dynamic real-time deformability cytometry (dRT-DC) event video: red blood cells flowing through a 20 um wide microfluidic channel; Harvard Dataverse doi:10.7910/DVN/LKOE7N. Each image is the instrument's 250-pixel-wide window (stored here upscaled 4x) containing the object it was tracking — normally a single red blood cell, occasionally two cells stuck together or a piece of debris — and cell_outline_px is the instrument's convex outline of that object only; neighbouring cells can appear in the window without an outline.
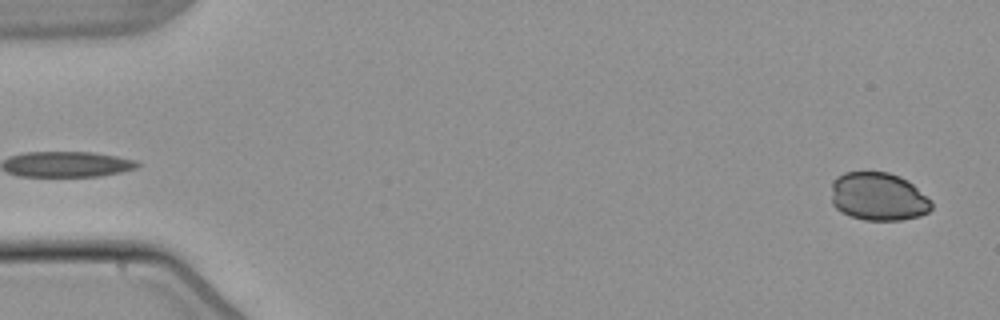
{"species": "common noctule bat (a hibernating species)", "species_latin": "Nyctalus noctula", "temperature_condition": "warm", "stored_images_in_passage": 53, "camera_frame_rate_fps": 3000, "um_per_image_px": 0.085, "animal": {"sex": "male", "body_mass_g": 21.5, "forearm_length_mm": 52.0}, "frame": {"image": 1, "passage_image": 2, "time_ms": 0.333, "image_size_px": [1000, 320], "cell_outline_px": [[932, 208], [928, 212], [920, 216], [900, 220], [864, 220], [852, 216], [836, 208], [832, 204], [832, 180], [836, 176], [844, 172], [888, 172], [900, 176], [908, 180], [932, 200]], "centroid_in_image_um": [74.67, 16.7], "position_along_channel_um": 10.3, "area_um2": 28.32}}
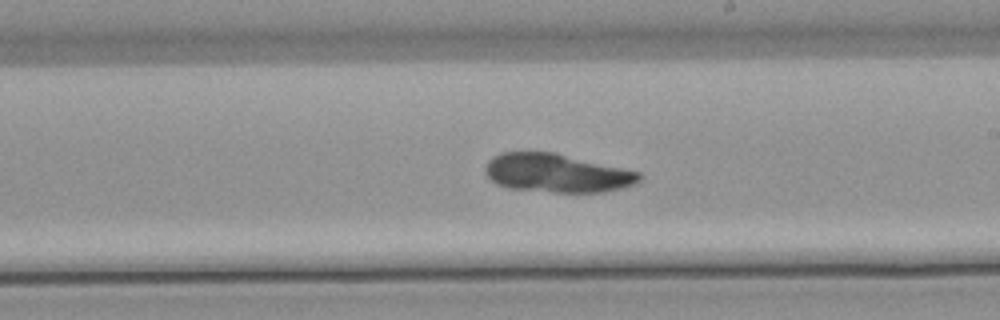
{"frame": {"image": 2, "passage_image": 31, "time_ms": 10.0, "image_size_px": [1000, 320], "cell_outline_px": [[644, 176], [636, 184], [604, 192], [552, 192], [508, 188], [496, 184], [484, 172], [484, 168], [488, 160], [492, 156], [500, 152], [556, 152], [640, 172]], "centroid_in_image_um": [47.32, 14.71], "position_along_channel_um": 241.7, "area_um2": 34.91}}
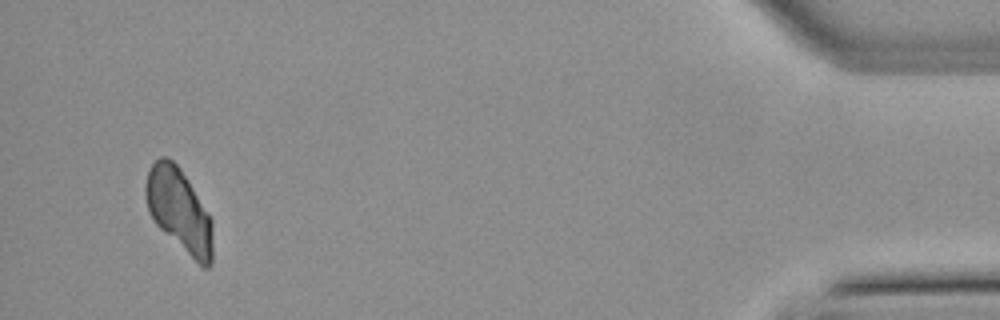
{"frame": {"image": 3, "passage_image": 51, "time_ms": 16.667, "image_size_px": [1000, 320], "cell_outline_px": [[212, 264], [208, 268], [204, 268], [160, 228], [156, 224], [148, 212], [144, 192], [144, 184], [148, 172], [152, 164], [160, 156], [168, 156], [180, 168], [188, 180], [208, 212], [212, 220]], "centroid_in_image_um": [15.21, 17.84], "position_along_channel_um": 420.0, "area_um2": 32.31}}